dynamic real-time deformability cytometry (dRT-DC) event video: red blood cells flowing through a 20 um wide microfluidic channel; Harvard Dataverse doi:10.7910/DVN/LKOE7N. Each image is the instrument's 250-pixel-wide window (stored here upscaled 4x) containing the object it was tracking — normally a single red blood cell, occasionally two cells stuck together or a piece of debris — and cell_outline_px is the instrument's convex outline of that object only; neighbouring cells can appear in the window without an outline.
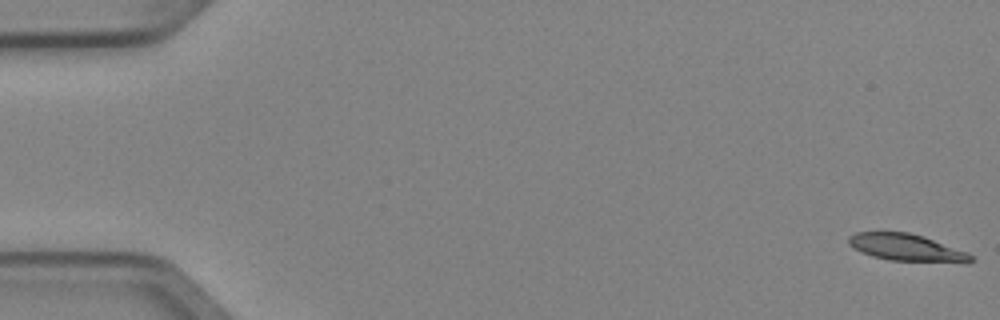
{"species": "Egyptian fruit bat (a non-hibernating species)", "species_latin": "Rousettus aegyptiacus", "temperature_condition": "cold", "stored_images_in_passage": 4, "camera_frame_rate_fps": 3000, "um_per_image_px": 0.085, "animal": {"sex": "female"}, "frame": {"image": 1, "passage_image": 1, "time_ms": 0.0, "image_size_px": [1000, 320], "cell_outline_px": [[972, 260], [888, 260], [872, 256], [848, 244], [848, 236], [856, 232], [908, 232], [924, 236], [968, 252], [972, 256]], "centroid_in_image_um": [76.93, 20.98], "position_along_channel_um": 8.1, "area_um2": 18.32}}